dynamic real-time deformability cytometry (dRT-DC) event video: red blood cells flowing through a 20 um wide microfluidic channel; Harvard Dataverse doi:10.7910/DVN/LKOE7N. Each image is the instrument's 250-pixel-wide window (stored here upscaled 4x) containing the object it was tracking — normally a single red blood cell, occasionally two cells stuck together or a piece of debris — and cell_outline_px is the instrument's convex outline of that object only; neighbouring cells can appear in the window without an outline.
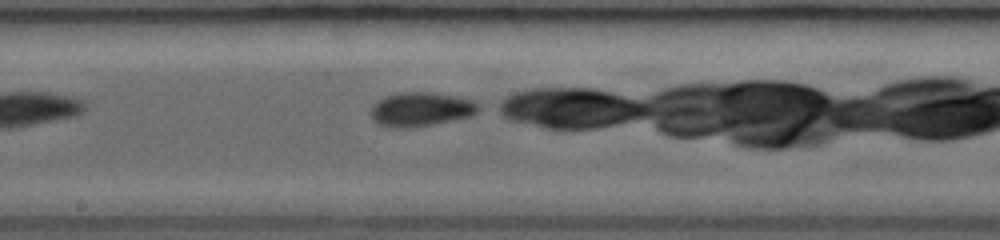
{"species": "common noctule bat (a hibernating species)", "species_latin": "Nyctalus noctula", "temperature_condition": "room temperature", "stored_images_in_passage": 15, "camera_frame_rate_fps": 3000, "um_per_image_px": 0.085, "animal": {"sex": "female", "body_mass_g": 19.0, "forearm_length_mm": 53.3}, "frame": {"image": 1, "passage_image": 15, "time_ms": 4.333, "image_size_px": [1000, 240], "cell_outline_px": [[484, 108], [468, 116], [432, 124], [408, 128], [388, 128], [376, 124], [372, 120], [368, 112], [384, 96], [400, 92], [436, 92], [472, 100]], "centroid_in_image_um": [35.73, 9.29], "position_along_channel_um": 212.5, "area_um2": 21.5}}